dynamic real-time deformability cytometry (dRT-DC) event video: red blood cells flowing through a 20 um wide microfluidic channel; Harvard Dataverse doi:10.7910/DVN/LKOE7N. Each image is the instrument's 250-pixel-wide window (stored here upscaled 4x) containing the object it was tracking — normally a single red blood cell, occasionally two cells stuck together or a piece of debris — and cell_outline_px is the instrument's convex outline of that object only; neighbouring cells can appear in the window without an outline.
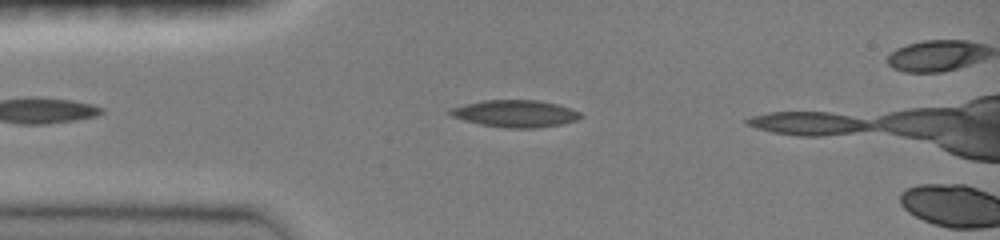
{"species": "common noctule bat (a hibernating species)", "species_latin": "Nyctalus noctula", "temperature_condition": "room temperature", "stored_images_in_passage": 7, "camera_frame_rate_fps": 3000, "um_per_image_px": 0.085, "animal": {"sex": "female", "body_mass_g": 19.0, "forearm_length_mm": 51.5}, "frame": {"image": 1, "passage_image": 5, "time_ms": 1.333, "image_size_px": [1000, 240], "cell_outline_px": [[584, 116], [576, 120], [560, 124], [536, 128], [508, 128], [480, 124], [464, 120], [452, 116], [444, 112], [448, 108], [464, 104], [484, 100], [540, 100], [556, 104], [580, 112]], "centroid_in_image_um": [43.74, 9.65], "position_along_channel_um": 41.3, "area_um2": 20.63}}